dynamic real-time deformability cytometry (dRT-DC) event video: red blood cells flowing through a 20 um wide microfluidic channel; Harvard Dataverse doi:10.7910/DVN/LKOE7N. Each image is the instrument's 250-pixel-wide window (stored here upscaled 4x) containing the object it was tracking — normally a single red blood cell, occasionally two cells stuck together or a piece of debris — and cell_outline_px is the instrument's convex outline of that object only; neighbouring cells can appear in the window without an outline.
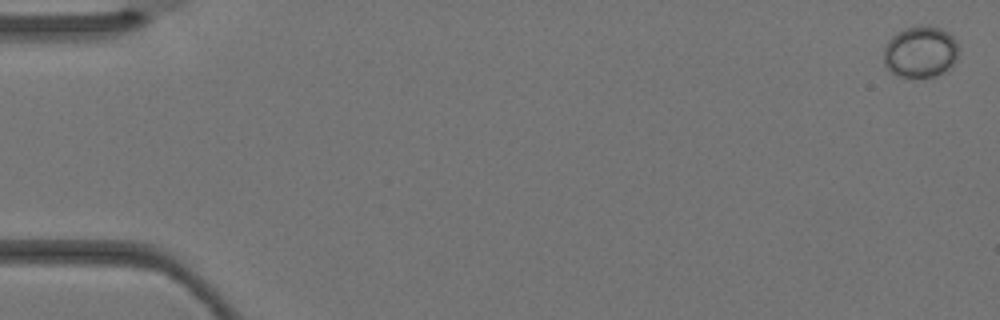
{"species": "Egyptian fruit bat (a non-hibernating species)", "species_latin": "Rousettus aegyptiacus", "temperature_condition": "warm", "stored_images_in_passage": 4, "camera_frame_rate_fps": 3000, "um_per_image_px": 0.085, "animal": {"sex": "female"}, "frame": {"image": 1, "passage_image": 1, "time_ms": 0.0, "image_size_px": [1000, 320], "cell_outline_px": [[956, 60], [952, 68], [932, 76], [900, 76], [892, 72], [884, 64], [884, 48], [888, 40], [896, 32], [904, 28], [920, 24], [928, 24], [940, 28], [948, 32], [956, 40]], "centroid_in_image_um": [78.23, 4.36], "position_along_channel_um": 6.8, "area_um2": 22.48}}